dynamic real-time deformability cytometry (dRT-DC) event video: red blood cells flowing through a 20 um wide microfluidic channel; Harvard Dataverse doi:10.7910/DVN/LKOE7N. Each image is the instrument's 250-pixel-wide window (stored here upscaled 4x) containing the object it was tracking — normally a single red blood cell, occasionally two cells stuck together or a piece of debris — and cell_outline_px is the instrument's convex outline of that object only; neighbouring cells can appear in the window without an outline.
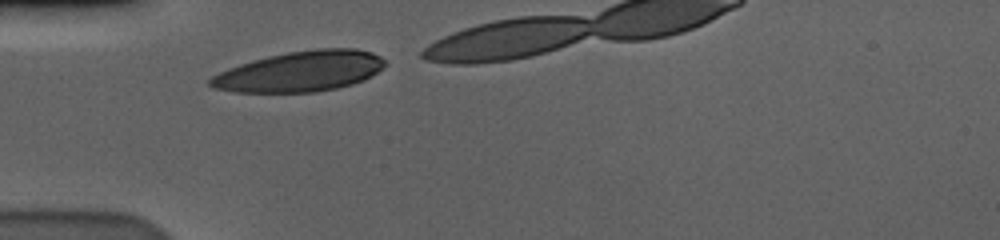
{"species": "human", "species_latin": "Homo sapiens", "temperature_condition": "cold", "stored_images_in_passage": 8, "camera_frame_rate_fps": 3000, "um_per_image_px": 0.085, "donor": {"sex": "male"}, "frame": {"image": 1, "passage_image": 1, "time_ms": 0.0, "image_size_px": [1000, 240], "cell_outline_px": [[384, 64], [372, 76], [364, 80], [352, 84], [336, 88], [316, 92], [236, 92], [212, 88], [208, 84], [208, 80], [212, 76], [228, 68], [252, 60], [268, 56], [288, 52], [316, 48], [356, 48], [372, 52], [380, 56], [384, 60]], "centroid_in_image_um": [25.49, 6.06], "position_along_channel_um": 59.5, "area_um2": 41.15}}
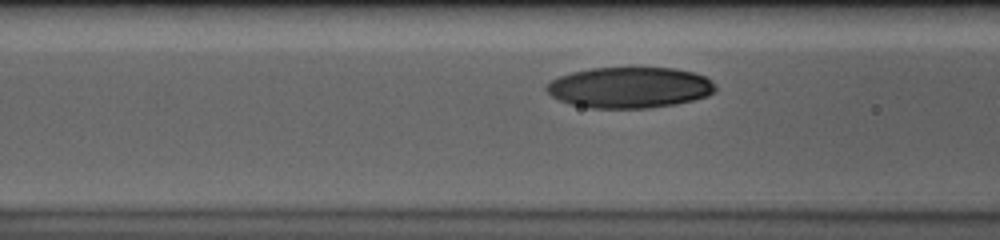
{"frame": {"image": 2, "passage_image": 6, "time_ms": 1.667, "image_size_px": [1000, 240], "cell_outline_px": [[716, 88], [708, 96], [676, 104], [648, 108], [592, 108], [568, 104], [552, 96], [544, 88], [552, 80], [560, 76], [572, 72], [592, 68], [676, 68], [692, 72], [704, 76], [712, 80], [716, 84]], "centroid_in_image_um": [53.53, 7.44], "position_along_channel_um": 113.1, "area_um2": 40.29}}